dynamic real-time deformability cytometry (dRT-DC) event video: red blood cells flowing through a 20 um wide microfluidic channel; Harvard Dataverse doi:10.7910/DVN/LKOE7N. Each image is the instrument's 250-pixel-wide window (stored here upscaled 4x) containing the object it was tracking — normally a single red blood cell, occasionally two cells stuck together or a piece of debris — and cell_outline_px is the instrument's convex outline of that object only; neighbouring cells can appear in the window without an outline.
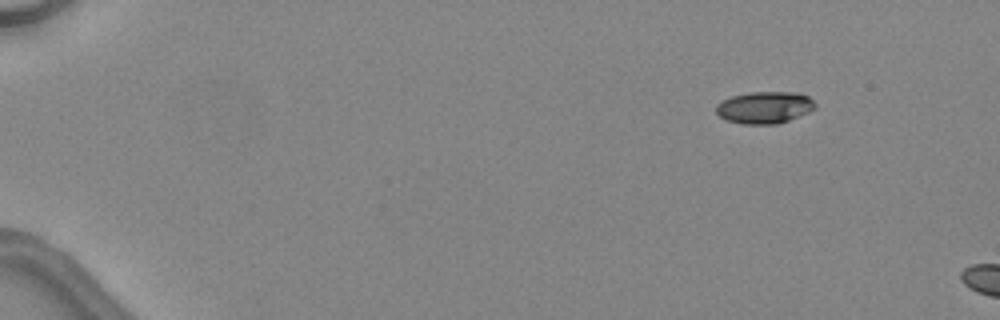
{"species": "common noctule bat (a hibernating species)", "species_latin": "Nyctalus noctula", "temperature_condition": "warm", "stored_images_in_passage": 2, "camera_frame_rate_fps": 3000, "um_per_image_px": 0.085, "animal": {"sex": "female", "body_mass_g": 24.6, "forearm_length_mm": 56.2}, "frame": {"image": 1, "passage_image": 1, "time_ms": 0.0, "image_size_px": [1000, 320], "cell_outline_px": [[816, 108], [808, 112], [788, 120], [776, 124], [744, 124], [728, 120], [720, 116], [716, 112], [716, 104], [732, 96], [752, 92], [796, 92], [808, 96], [816, 104]], "centroid_in_image_um": [65.0, 9.13], "position_along_channel_um": 20.0, "area_um2": 18.26}}